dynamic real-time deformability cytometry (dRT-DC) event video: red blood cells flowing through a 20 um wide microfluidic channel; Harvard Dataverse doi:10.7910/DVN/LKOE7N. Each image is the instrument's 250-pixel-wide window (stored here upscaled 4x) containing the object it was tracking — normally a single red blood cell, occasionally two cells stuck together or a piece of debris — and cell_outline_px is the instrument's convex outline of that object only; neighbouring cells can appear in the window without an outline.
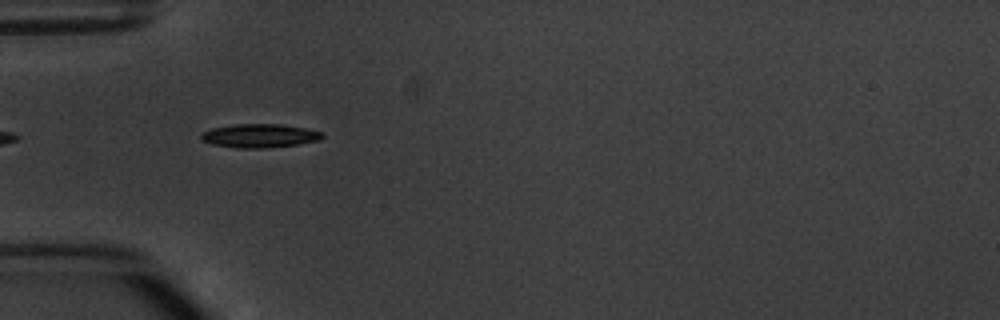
{"species": "common noctule bat (a hibernating species)", "species_latin": "Nyctalus noctula", "temperature_condition": "warm", "stored_images_in_passage": 2, "camera_frame_rate_fps": 3000, "um_per_image_px": 0.085, "animal": {"sex": "male", "body_mass_g": 20.1, "forearm_length_mm": 53.5}, "frame": {"image": 1, "passage_image": 1, "time_ms": 0.0, "image_size_px": [1000, 320], "cell_outline_px": [[324, 136], [320, 140], [296, 144], [264, 148], [240, 148], [212, 144], [200, 140], [200, 136], [204, 132], [212, 128], [236, 124], [280, 124], [304, 128], [324, 132]], "centroid_in_image_um": [22.07, 11.53], "position_along_channel_um": 62.9, "area_um2": 16.59}}